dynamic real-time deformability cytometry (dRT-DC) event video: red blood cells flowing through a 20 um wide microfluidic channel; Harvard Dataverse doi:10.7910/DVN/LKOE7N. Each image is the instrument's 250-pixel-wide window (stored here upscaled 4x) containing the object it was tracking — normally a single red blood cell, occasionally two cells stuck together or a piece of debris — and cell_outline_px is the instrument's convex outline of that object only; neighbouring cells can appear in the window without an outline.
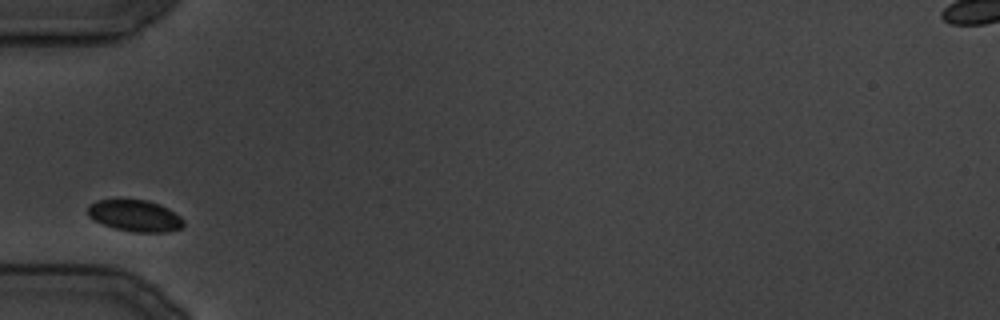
{"species": "common noctule bat (a hibernating species)", "species_latin": "Nyctalus noctula", "temperature_condition": "cold", "stored_images_in_passage": 19, "camera_frame_rate_fps": 3000, "um_per_image_px": 0.085, "animal": {"sex": "male", "body_mass_g": 19.5, "forearm_length_mm": 54.6}, "frame": {"image": 1, "passage_image": 1, "time_ms": 0.0, "image_size_px": [1000, 320], "cell_outline_px": [[184, 224], [180, 228], [168, 232], [136, 232], [116, 228], [104, 224], [88, 216], [88, 204], [96, 200], [148, 200], [160, 204], [168, 208], [180, 216], [184, 220]], "centroid_in_image_um": [11.5, 18.33], "position_along_channel_um": 73.5, "area_um2": 17.46}}
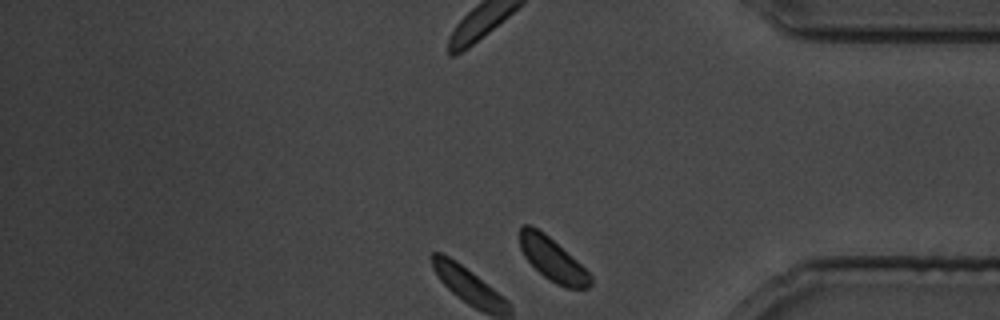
{"frame": {"image": 2, "passage_image": 19, "time_ms": 22.667, "image_size_px": [1000, 320], "cell_outline_px": [[592, 284], [588, 288], [564, 288], [556, 284], [544, 276], [524, 256], [520, 248], [520, 228], [524, 224], [532, 224], [544, 232], [576, 260], [592, 276]], "centroid_in_image_um": [46.96, 22.04], "position_along_channel_um": 388.2, "area_um2": 17.63}}